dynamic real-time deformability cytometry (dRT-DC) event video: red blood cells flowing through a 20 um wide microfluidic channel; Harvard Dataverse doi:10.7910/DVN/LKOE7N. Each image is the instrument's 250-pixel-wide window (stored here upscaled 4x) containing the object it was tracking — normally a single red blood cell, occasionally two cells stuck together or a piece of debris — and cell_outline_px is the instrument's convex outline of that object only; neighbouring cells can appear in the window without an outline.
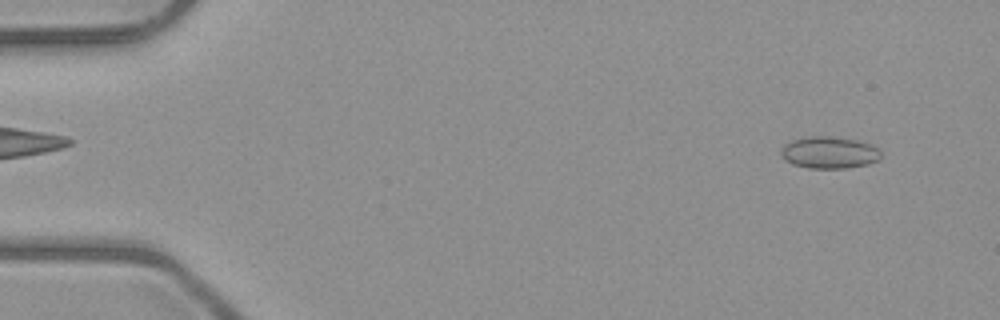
{"species": "common noctule bat (a hibernating species)", "species_latin": "Nyctalus noctula", "temperature_condition": "room temperature", "stored_images_in_passage": 6, "camera_frame_rate_fps": 3000, "um_per_image_px": 0.085, "animal": {"sex": "male", "body_mass_g": 23.1, "forearm_length_mm": 52.7}, "frame": {"image": 1, "passage_image": 2, "time_ms": 1.0, "image_size_px": [1000, 320], "cell_outline_px": [[880, 160], [868, 164], [848, 168], [808, 168], [792, 164], [784, 160], [780, 152], [780, 148], [784, 144], [792, 140], [808, 136], [832, 136], [856, 140], [880, 148]], "centroid_in_image_um": [70.46, 12.97], "position_along_channel_um": 14.5, "area_um2": 18.79}}